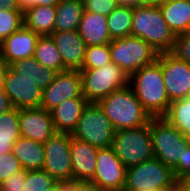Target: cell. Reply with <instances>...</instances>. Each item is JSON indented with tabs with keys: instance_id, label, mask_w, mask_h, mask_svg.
<instances>
[{
	"instance_id": "1",
	"label": "cell",
	"mask_w": 190,
	"mask_h": 191,
	"mask_svg": "<svg viewBox=\"0 0 190 191\" xmlns=\"http://www.w3.org/2000/svg\"><path fill=\"white\" fill-rule=\"evenodd\" d=\"M129 85L151 117H164L169 110L170 101L165 89L161 69V53L157 60L140 68L129 77Z\"/></svg>"
},
{
	"instance_id": "2",
	"label": "cell",
	"mask_w": 190,
	"mask_h": 191,
	"mask_svg": "<svg viewBox=\"0 0 190 191\" xmlns=\"http://www.w3.org/2000/svg\"><path fill=\"white\" fill-rule=\"evenodd\" d=\"M131 35L149 43L158 54L170 52L176 39L157 3L133 8Z\"/></svg>"
},
{
	"instance_id": "3",
	"label": "cell",
	"mask_w": 190,
	"mask_h": 191,
	"mask_svg": "<svg viewBox=\"0 0 190 191\" xmlns=\"http://www.w3.org/2000/svg\"><path fill=\"white\" fill-rule=\"evenodd\" d=\"M97 103L111 121L115 131L143 127L151 118L129 84L115 90Z\"/></svg>"
},
{
	"instance_id": "4",
	"label": "cell",
	"mask_w": 190,
	"mask_h": 191,
	"mask_svg": "<svg viewBox=\"0 0 190 191\" xmlns=\"http://www.w3.org/2000/svg\"><path fill=\"white\" fill-rule=\"evenodd\" d=\"M152 189L178 190V181L171 167L157 158H152L126 169L123 191Z\"/></svg>"
},
{
	"instance_id": "5",
	"label": "cell",
	"mask_w": 190,
	"mask_h": 191,
	"mask_svg": "<svg viewBox=\"0 0 190 191\" xmlns=\"http://www.w3.org/2000/svg\"><path fill=\"white\" fill-rule=\"evenodd\" d=\"M111 147L126 168L154 158L151 118L143 127L116 130Z\"/></svg>"
},
{
	"instance_id": "6",
	"label": "cell",
	"mask_w": 190,
	"mask_h": 191,
	"mask_svg": "<svg viewBox=\"0 0 190 191\" xmlns=\"http://www.w3.org/2000/svg\"><path fill=\"white\" fill-rule=\"evenodd\" d=\"M109 49L111 62L119 66L128 77L140 68L153 64L158 57L149 43L132 35L112 39Z\"/></svg>"
},
{
	"instance_id": "7",
	"label": "cell",
	"mask_w": 190,
	"mask_h": 191,
	"mask_svg": "<svg viewBox=\"0 0 190 191\" xmlns=\"http://www.w3.org/2000/svg\"><path fill=\"white\" fill-rule=\"evenodd\" d=\"M151 138L154 158L172 169L190 143V137L183 135L165 117H151Z\"/></svg>"
},
{
	"instance_id": "8",
	"label": "cell",
	"mask_w": 190,
	"mask_h": 191,
	"mask_svg": "<svg viewBox=\"0 0 190 191\" xmlns=\"http://www.w3.org/2000/svg\"><path fill=\"white\" fill-rule=\"evenodd\" d=\"M114 128L98 103L88 102L78 120L72 137L101 149L112 146Z\"/></svg>"
},
{
	"instance_id": "9",
	"label": "cell",
	"mask_w": 190,
	"mask_h": 191,
	"mask_svg": "<svg viewBox=\"0 0 190 191\" xmlns=\"http://www.w3.org/2000/svg\"><path fill=\"white\" fill-rule=\"evenodd\" d=\"M83 95L88 102L97 103L117 89L129 84V77L113 62L103 67L80 70Z\"/></svg>"
},
{
	"instance_id": "10",
	"label": "cell",
	"mask_w": 190,
	"mask_h": 191,
	"mask_svg": "<svg viewBox=\"0 0 190 191\" xmlns=\"http://www.w3.org/2000/svg\"><path fill=\"white\" fill-rule=\"evenodd\" d=\"M45 161L43 170L56 181H72L70 154V133L56 132L45 143Z\"/></svg>"
},
{
	"instance_id": "11",
	"label": "cell",
	"mask_w": 190,
	"mask_h": 191,
	"mask_svg": "<svg viewBox=\"0 0 190 191\" xmlns=\"http://www.w3.org/2000/svg\"><path fill=\"white\" fill-rule=\"evenodd\" d=\"M72 98H85L78 70L59 72L54 81L42 90L41 108L51 112L57 105Z\"/></svg>"
},
{
	"instance_id": "12",
	"label": "cell",
	"mask_w": 190,
	"mask_h": 191,
	"mask_svg": "<svg viewBox=\"0 0 190 191\" xmlns=\"http://www.w3.org/2000/svg\"><path fill=\"white\" fill-rule=\"evenodd\" d=\"M161 69L170 103L190 97V64L161 53Z\"/></svg>"
},
{
	"instance_id": "13",
	"label": "cell",
	"mask_w": 190,
	"mask_h": 191,
	"mask_svg": "<svg viewBox=\"0 0 190 191\" xmlns=\"http://www.w3.org/2000/svg\"><path fill=\"white\" fill-rule=\"evenodd\" d=\"M96 161V169L91 181L106 190H124L127 168L113 148L98 149Z\"/></svg>"
},
{
	"instance_id": "14",
	"label": "cell",
	"mask_w": 190,
	"mask_h": 191,
	"mask_svg": "<svg viewBox=\"0 0 190 191\" xmlns=\"http://www.w3.org/2000/svg\"><path fill=\"white\" fill-rule=\"evenodd\" d=\"M21 137L45 143L56 133L52 114L44 108L19 109Z\"/></svg>"
},
{
	"instance_id": "15",
	"label": "cell",
	"mask_w": 190,
	"mask_h": 191,
	"mask_svg": "<svg viewBox=\"0 0 190 191\" xmlns=\"http://www.w3.org/2000/svg\"><path fill=\"white\" fill-rule=\"evenodd\" d=\"M4 91L11 100L13 107L39 108L42 101V90L34 82L21 77L8 68Z\"/></svg>"
},
{
	"instance_id": "16",
	"label": "cell",
	"mask_w": 190,
	"mask_h": 191,
	"mask_svg": "<svg viewBox=\"0 0 190 191\" xmlns=\"http://www.w3.org/2000/svg\"><path fill=\"white\" fill-rule=\"evenodd\" d=\"M39 35L24 25L0 43V57L9 65L34 57Z\"/></svg>"
},
{
	"instance_id": "17",
	"label": "cell",
	"mask_w": 190,
	"mask_h": 191,
	"mask_svg": "<svg viewBox=\"0 0 190 191\" xmlns=\"http://www.w3.org/2000/svg\"><path fill=\"white\" fill-rule=\"evenodd\" d=\"M50 37L60 52L65 69L80 71L84 64L87 46L78 31L53 32Z\"/></svg>"
},
{
	"instance_id": "18",
	"label": "cell",
	"mask_w": 190,
	"mask_h": 191,
	"mask_svg": "<svg viewBox=\"0 0 190 191\" xmlns=\"http://www.w3.org/2000/svg\"><path fill=\"white\" fill-rule=\"evenodd\" d=\"M98 148L70 134L72 181H91L96 169Z\"/></svg>"
},
{
	"instance_id": "19",
	"label": "cell",
	"mask_w": 190,
	"mask_h": 191,
	"mask_svg": "<svg viewBox=\"0 0 190 191\" xmlns=\"http://www.w3.org/2000/svg\"><path fill=\"white\" fill-rule=\"evenodd\" d=\"M78 33L87 47L110 44L112 39L107 26V16L83 12Z\"/></svg>"
},
{
	"instance_id": "20",
	"label": "cell",
	"mask_w": 190,
	"mask_h": 191,
	"mask_svg": "<svg viewBox=\"0 0 190 191\" xmlns=\"http://www.w3.org/2000/svg\"><path fill=\"white\" fill-rule=\"evenodd\" d=\"M87 104L88 101L85 98H72L57 105L51 111L56 132L72 134Z\"/></svg>"
},
{
	"instance_id": "21",
	"label": "cell",
	"mask_w": 190,
	"mask_h": 191,
	"mask_svg": "<svg viewBox=\"0 0 190 191\" xmlns=\"http://www.w3.org/2000/svg\"><path fill=\"white\" fill-rule=\"evenodd\" d=\"M9 68L21 77L34 82V85L41 90L49 86L58 74L57 71L43 66L34 57L13 62L9 64Z\"/></svg>"
},
{
	"instance_id": "22",
	"label": "cell",
	"mask_w": 190,
	"mask_h": 191,
	"mask_svg": "<svg viewBox=\"0 0 190 191\" xmlns=\"http://www.w3.org/2000/svg\"><path fill=\"white\" fill-rule=\"evenodd\" d=\"M12 153L20 161L24 170H42L44 167L45 151L41 142L19 137Z\"/></svg>"
},
{
	"instance_id": "23",
	"label": "cell",
	"mask_w": 190,
	"mask_h": 191,
	"mask_svg": "<svg viewBox=\"0 0 190 191\" xmlns=\"http://www.w3.org/2000/svg\"><path fill=\"white\" fill-rule=\"evenodd\" d=\"M163 18L175 35L190 32V0L159 4Z\"/></svg>"
},
{
	"instance_id": "24",
	"label": "cell",
	"mask_w": 190,
	"mask_h": 191,
	"mask_svg": "<svg viewBox=\"0 0 190 191\" xmlns=\"http://www.w3.org/2000/svg\"><path fill=\"white\" fill-rule=\"evenodd\" d=\"M24 26L39 36H50L54 32L56 6H36L23 13Z\"/></svg>"
},
{
	"instance_id": "25",
	"label": "cell",
	"mask_w": 190,
	"mask_h": 191,
	"mask_svg": "<svg viewBox=\"0 0 190 191\" xmlns=\"http://www.w3.org/2000/svg\"><path fill=\"white\" fill-rule=\"evenodd\" d=\"M83 12L82 0H60L56 5L54 32L78 30Z\"/></svg>"
},
{
	"instance_id": "26",
	"label": "cell",
	"mask_w": 190,
	"mask_h": 191,
	"mask_svg": "<svg viewBox=\"0 0 190 191\" xmlns=\"http://www.w3.org/2000/svg\"><path fill=\"white\" fill-rule=\"evenodd\" d=\"M21 137L19 126V109L0 114V156L11 152L16 140Z\"/></svg>"
},
{
	"instance_id": "27",
	"label": "cell",
	"mask_w": 190,
	"mask_h": 191,
	"mask_svg": "<svg viewBox=\"0 0 190 191\" xmlns=\"http://www.w3.org/2000/svg\"><path fill=\"white\" fill-rule=\"evenodd\" d=\"M34 58L43 66L51 68L58 73L66 71L60 52L50 36L39 37L36 44Z\"/></svg>"
},
{
	"instance_id": "28",
	"label": "cell",
	"mask_w": 190,
	"mask_h": 191,
	"mask_svg": "<svg viewBox=\"0 0 190 191\" xmlns=\"http://www.w3.org/2000/svg\"><path fill=\"white\" fill-rule=\"evenodd\" d=\"M133 8L117 6L107 16V26L111 39L124 38L131 35Z\"/></svg>"
},
{
	"instance_id": "29",
	"label": "cell",
	"mask_w": 190,
	"mask_h": 191,
	"mask_svg": "<svg viewBox=\"0 0 190 191\" xmlns=\"http://www.w3.org/2000/svg\"><path fill=\"white\" fill-rule=\"evenodd\" d=\"M164 117L183 135L190 137V97L171 102Z\"/></svg>"
},
{
	"instance_id": "30",
	"label": "cell",
	"mask_w": 190,
	"mask_h": 191,
	"mask_svg": "<svg viewBox=\"0 0 190 191\" xmlns=\"http://www.w3.org/2000/svg\"><path fill=\"white\" fill-rule=\"evenodd\" d=\"M111 62L109 44L86 47L84 64L81 70L103 67Z\"/></svg>"
},
{
	"instance_id": "31",
	"label": "cell",
	"mask_w": 190,
	"mask_h": 191,
	"mask_svg": "<svg viewBox=\"0 0 190 191\" xmlns=\"http://www.w3.org/2000/svg\"><path fill=\"white\" fill-rule=\"evenodd\" d=\"M24 25L23 13L0 9V43Z\"/></svg>"
},
{
	"instance_id": "32",
	"label": "cell",
	"mask_w": 190,
	"mask_h": 191,
	"mask_svg": "<svg viewBox=\"0 0 190 191\" xmlns=\"http://www.w3.org/2000/svg\"><path fill=\"white\" fill-rule=\"evenodd\" d=\"M57 181L45 170H26L24 191H46Z\"/></svg>"
},
{
	"instance_id": "33",
	"label": "cell",
	"mask_w": 190,
	"mask_h": 191,
	"mask_svg": "<svg viewBox=\"0 0 190 191\" xmlns=\"http://www.w3.org/2000/svg\"><path fill=\"white\" fill-rule=\"evenodd\" d=\"M21 170L22 165L12 151L0 156V184Z\"/></svg>"
},
{
	"instance_id": "34",
	"label": "cell",
	"mask_w": 190,
	"mask_h": 191,
	"mask_svg": "<svg viewBox=\"0 0 190 191\" xmlns=\"http://www.w3.org/2000/svg\"><path fill=\"white\" fill-rule=\"evenodd\" d=\"M169 53L175 58L190 64V32L176 35L172 50Z\"/></svg>"
},
{
	"instance_id": "35",
	"label": "cell",
	"mask_w": 190,
	"mask_h": 191,
	"mask_svg": "<svg viewBox=\"0 0 190 191\" xmlns=\"http://www.w3.org/2000/svg\"><path fill=\"white\" fill-rule=\"evenodd\" d=\"M84 11L108 16L116 7L115 0H82Z\"/></svg>"
},
{
	"instance_id": "36",
	"label": "cell",
	"mask_w": 190,
	"mask_h": 191,
	"mask_svg": "<svg viewBox=\"0 0 190 191\" xmlns=\"http://www.w3.org/2000/svg\"><path fill=\"white\" fill-rule=\"evenodd\" d=\"M26 170H21L0 184V191H24Z\"/></svg>"
},
{
	"instance_id": "37",
	"label": "cell",
	"mask_w": 190,
	"mask_h": 191,
	"mask_svg": "<svg viewBox=\"0 0 190 191\" xmlns=\"http://www.w3.org/2000/svg\"><path fill=\"white\" fill-rule=\"evenodd\" d=\"M173 172L178 182L185 176L190 175V143L173 168Z\"/></svg>"
},
{
	"instance_id": "38",
	"label": "cell",
	"mask_w": 190,
	"mask_h": 191,
	"mask_svg": "<svg viewBox=\"0 0 190 191\" xmlns=\"http://www.w3.org/2000/svg\"><path fill=\"white\" fill-rule=\"evenodd\" d=\"M60 0H18L19 9L22 13L36 6H56Z\"/></svg>"
},
{
	"instance_id": "39",
	"label": "cell",
	"mask_w": 190,
	"mask_h": 191,
	"mask_svg": "<svg viewBox=\"0 0 190 191\" xmlns=\"http://www.w3.org/2000/svg\"><path fill=\"white\" fill-rule=\"evenodd\" d=\"M76 191H106L92 181H76Z\"/></svg>"
},
{
	"instance_id": "40",
	"label": "cell",
	"mask_w": 190,
	"mask_h": 191,
	"mask_svg": "<svg viewBox=\"0 0 190 191\" xmlns=\"http://www.w3.org/2000/svg\"><path fill=\"white\" fill-rule=\"evenodd\" d=\"M13 108L10 98L4 89H0V114L7 112Z\"/></svg>"
},
{
	"instance_id": "41",
	"label": "cell",
	"mask_w": 190,
	"mask_h": 191,
	"mask_svg": "<svg viewBox=\"0 0 190 191\" xmlns=\"http://www.w3.org/2000/svg\"><path fill=\"white\" fill-rule=\"evenodd\" d=\"M117 6L121 7H137L146 4H150L148 0H115Z\"/></svg>"
},
{
	"instance_id": "42",
	"label": "cell",
	"mask_w": 190,
	"mask_h": 191,
	"mask_svg": "<svg viewBox=\"0 0 190 191\" xmlns=\"http://www.w3.org/2000/svg\"><path fill=\"white\" fill-rule=\"evenodd\" d=\"M0 9L20 11L18 0H0Z\"/></svg>"
},
{
	"instance_id": "43",
	"label": "cell",
	"mask_w": 190,
	"mask_h": 191,
	"mask_svg": "<svg viewBox=\"0 0 190 191\" xmlns=\"http://www.w3.org/2000/svg\"><path fill=\"white\" fill-rule=\"evenodd\" d=\"M8 68L9 65L0 57V89H4Z\"/></svg>"
},
{
	"instance_id": "44",
	"label": "cell",
	"mask_w": 190,
	"mask_h": 191,
	"mask_svg": "<svg viewBox=\"0 0 190 191\" xmlns=\"http://www.w3.org/2000/svg\"><path fill=\"white\" fill-rule=\"evenodd\" d=\"M179 191H190V175L185 176L178 182Z\"/></svg>"
},
{
	"instance_id": "45",
	"label": "cell",
	"mask_w": 190,
	"mask_h": 191,
	"mask_svg": "<svg viewBox=\"0 0 190 191\" xmlns=\"http://www.w3.org/2000/svg\"><path fill=\"white\" fill-rule=\"evenodd\" d=\"M60 191H76V181H71V182L60 181Z\"/></svg>"
},
{
	"instance_id": "46",
	"label": "cell",
	"mask_w": 190,
	"mask_h": 191,
	"mask_svg": "<svg viewBox=\"0 0 190 191\" xmlns=\"http://www.w3.org/2000/svg\"><path fill=\"white\" fill-rule=\"evenodd\" d=\"M46 191H60V181H57L54 185H52Z\"/></svg>"
},
{
	"instance_id": "47",
	"label": "cell",
	"mask_w": 190,
	"mask_h": 191,
	"mask_svg": "<svg viewBox=\"0 0 190 191\" xmlns=\"http://www.w3.org/2000/svg\"><path fill=\"white\" fill-rule=\"evenodd\" d=\"M150 3L162 4V0H148Z\"/></svg>"
},
{
	"instance_id": "48",
	"label": "cell",
	"mask_w": 190,
	"mask_h": 191,
	"mask_svg": "<svg viewBox=\"0 0 190 191\" xmlns=\"http://www.w3.org/2000/svg\"><path fill=\"white\" fill-rule=\"evenodd\" d=\"M146 191H178V190H160V189H152V190H146Z\"/></svg>"
},
{
	"instance_id": "49",
	"label": "cell",
	"mask_w": 190,
	"mask_h": 191,
	"mask_svg": "<svg viewBox=\"0 0 190 191\" xmlns=\"http://www.w3.org/2000/svg\"><path fill=\"white\" fill-rule=\"evenodd\" d=\"M172 1H178V0H162V4H163V3L172 2Z\"/></svg>"
},
{
	"instance_id": "50",
	"label": "cell",
	"mask_w": 190,
	"mask_h": 191,
	"mask_svg": "<svg viewBox=\"0 0 190 191\" xmlns=\"http://www.w3.org/2000/svg\"><path fill=\"white\" fill-rule=\"evenodd\" d=\"M106 191H123V190H106Z\"/></svg>"
}]
</instances>
